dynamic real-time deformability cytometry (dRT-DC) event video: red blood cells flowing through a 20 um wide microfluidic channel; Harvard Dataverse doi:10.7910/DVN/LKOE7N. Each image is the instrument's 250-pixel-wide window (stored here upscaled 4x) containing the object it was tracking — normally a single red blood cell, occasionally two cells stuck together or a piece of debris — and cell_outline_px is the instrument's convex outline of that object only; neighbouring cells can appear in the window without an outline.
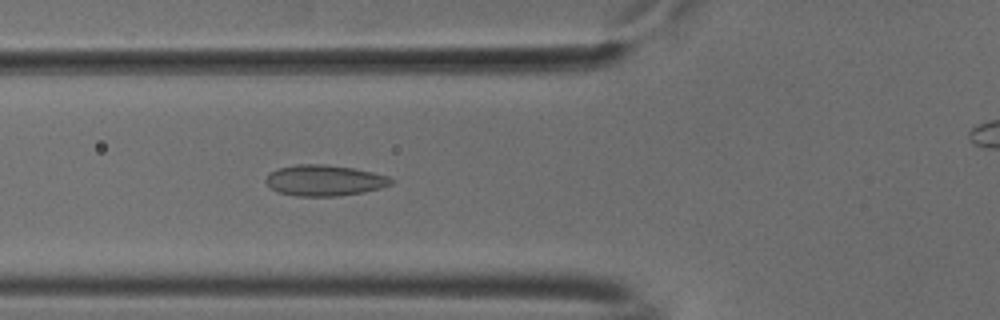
{"species": "common noctule bat (a hibernating species)", "species_latin": "Nyctalus noctula", "temperature_condition": "cold", "stored_images_in_passage": 36, "camera_frame_rate_fps": 3000, "um_per_image_px": 0.085, "animal": {"sex": "male", "body_mass_g": 18.8}, "frame": {"image": 1, "passage_image": 8, "time_ms": 2.333, "image_size_px": [1000, 320], "cell_outline_px": [[392, 184], [380, 188], [364, 192], [336, 196], [296, 196], [280, 192], [272, 188], [264, 180], [268, 172], [276, 168], [296, 164], [324, 164], [352, 168], [372, 172], [388, 176], [392, 180]], "centroid_in_image_um": [27.54, 15.32], "position_along_channel_um": 98.3, "area_um2": 22.54}}
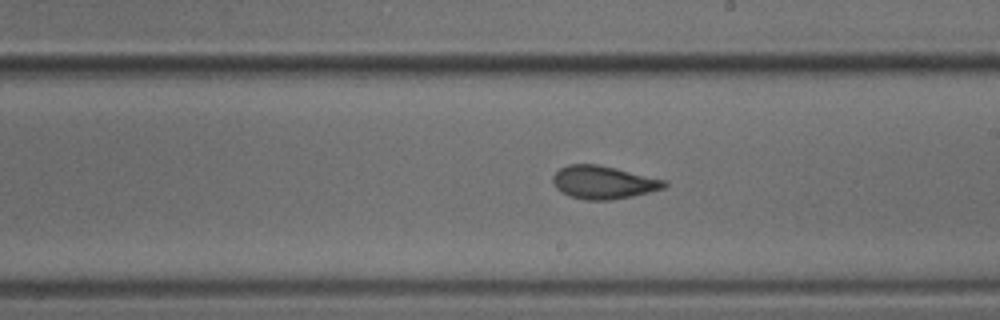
{"frame": {"image": 2, "passage_image": 19, "time_ms": 6.0, "image_size_px": [1000, 320], "cell_outline_px": [[668, 184], [664, 188], [632, 196], [608, 200], [588, 200], [568, 196], [560, 192], [556, 188], [552, 180], [552, 176], [560, 168], [568, 164], [600, 164], [668, 180]], "centroid_in_image_um": [51.29, 15.49], "position_along_channel_um": 237.7, "area_um2": 21.68}}
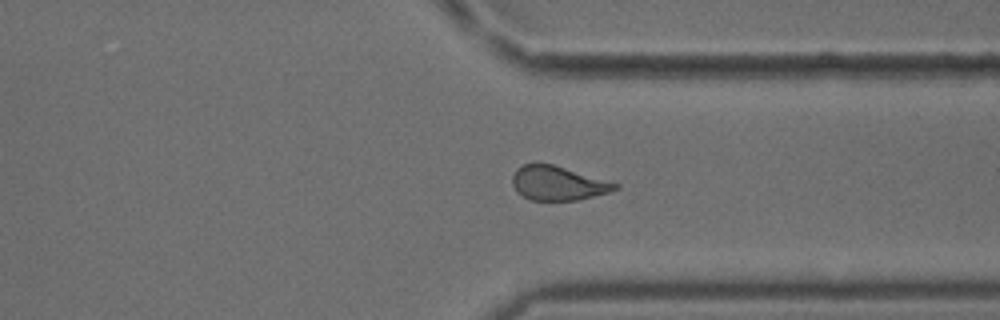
{"frame": {"image": 3, "passage_image": 29, "time_ms": 9.333, "image_size_px": [1000, 320], "cell_outline_px": [[620, 188], [608, 192], [576, 200], [532, 200], [516, 192], [512, 184], [512, 176], [516, 168], [524, 164], [552, 164], [620, 184]], "centroid_in_image_um": [47.4, 15.57], "position_along_channel_um": 364.0, "area_um2": 20.23}}